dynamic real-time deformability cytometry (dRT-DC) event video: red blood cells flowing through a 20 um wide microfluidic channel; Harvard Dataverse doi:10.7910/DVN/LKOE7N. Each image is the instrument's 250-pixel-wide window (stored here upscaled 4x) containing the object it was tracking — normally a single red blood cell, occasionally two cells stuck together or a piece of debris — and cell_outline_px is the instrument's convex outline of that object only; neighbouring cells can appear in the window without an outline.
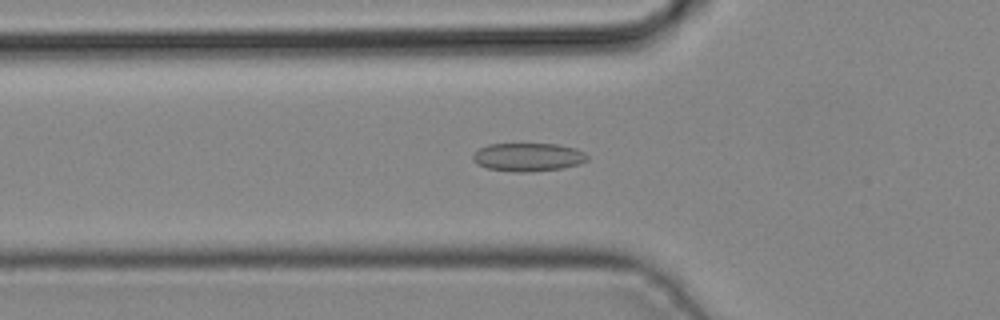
{"species": "common noctule bat (a hibernating species)", "species_latin": "Nyctalus noctula", "temperature_condition": "cold", "stored_images_in_passage": 45, "camera_frame_rate_fps": 3000, "um_per_image_px": 0.085, "animal": {"sex": "male", "body_mass_g": 19.2, "forearm_length_mm": 51.8}, "frame": {"image": 1, "passage_image": 15, "time_ms": 4.667, "image_size_px": [1000, 320], "cell_outline_px": [[588, 160], [580, 164], [560, 168], [528, 172], [516, 172], [488, 168], [476, 164], [472, 160], [472, 156], [480, 148], [488, 144], [556, 144], [576, 148], [584, 152], [588, 156]], "centroid_in_image_um": [44.89, 13.35], "position_along_channel_um": 80.9, "area_um2": 18.84}}
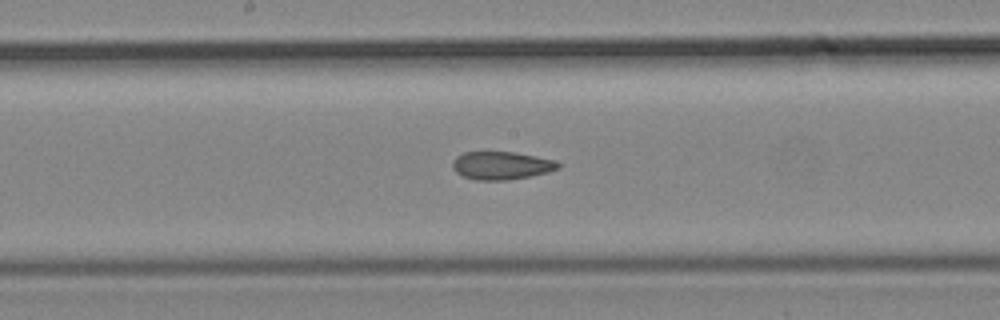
{"frame": {"image": 2, "passage_image": 23, "time_ms": 7.333, "image_size_px": [1000, 320], "cell_outline_px": [[560, 168], [548, 172], [508, 180], [476, 180], [464, 176], [456, 172], [452, 168], [452, 160], [456, 156], [464, 152], [512, 152], [536, 156], [556, 160], [560, 164]], "centroid_in_image_um": [42.61, 14.06], "position_along_channel_um": 205.6, "area_um2": 17.22}}
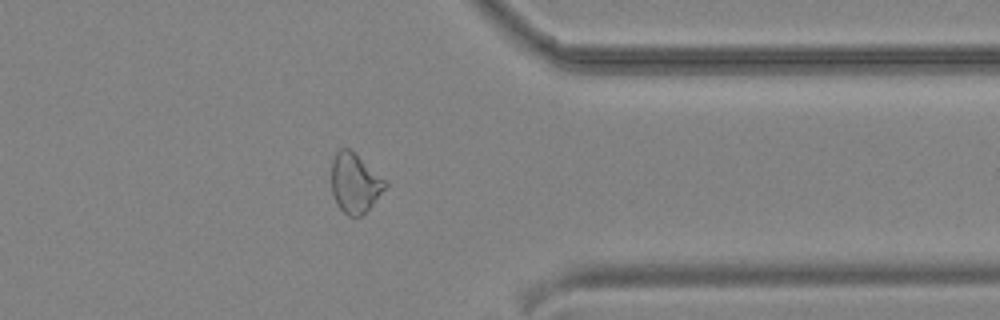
{"frame": {"image": 3, "passage_image": 35, "time_ms": 11.333, "image_size_px": [1000, 320], "cell_outline_px": [[388, 184], [372, 204], [360, 216], [348, 216], [340, 208], [332, 192], [332, 160], [336, 152], [340, 148], [348, 148], [388, 180]], "centroid_in_image_um": [30.18, 15.53], "position_along_channel_um": 381.2, "area_um2": 18.38}}